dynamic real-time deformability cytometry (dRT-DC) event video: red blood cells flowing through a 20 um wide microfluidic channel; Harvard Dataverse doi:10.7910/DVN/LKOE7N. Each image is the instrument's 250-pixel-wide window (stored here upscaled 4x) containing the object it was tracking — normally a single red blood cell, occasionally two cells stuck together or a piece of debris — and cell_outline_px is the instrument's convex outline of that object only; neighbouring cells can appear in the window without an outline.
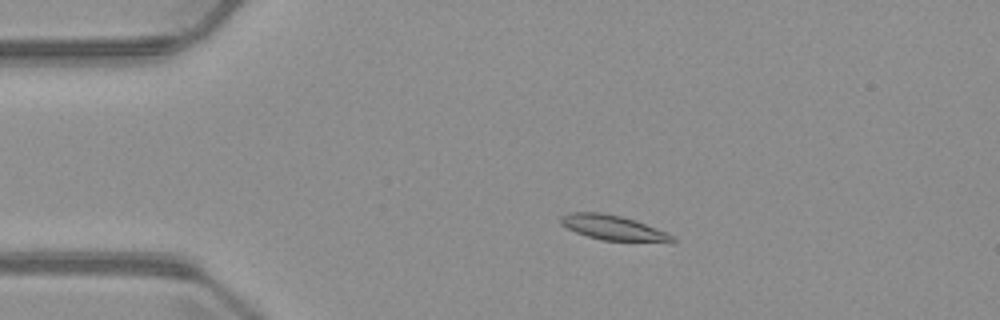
{"species": "common noctule bat (a hibernating species)", "species_latin": "Nyctalus noctula", "temperature_condition": "warm", "stored_images_in_passage": 4, "camera_frame_rate_fps": 3000, "um_per_image_px": 0.085, "animal": {"sex": "male", "body_mass_g": 23.1, "forearm_length_mm": 52.7}, "frame": {"image": 1, "passage_image": 3, "time_ms": 2.333, "image_size_px": [1000, 320], "cell_outline_px": [[680, 240], [604, 240], [588, 236], [576, 232], [560, 224], [560, 216], [572, 212], [600, 212], [620, 216], [636, 220], [676, 236]], "centroid_in_image_um": [52.04, 19.32], "position_along_channel_um": 33.0, "area_um2": 15.61}}